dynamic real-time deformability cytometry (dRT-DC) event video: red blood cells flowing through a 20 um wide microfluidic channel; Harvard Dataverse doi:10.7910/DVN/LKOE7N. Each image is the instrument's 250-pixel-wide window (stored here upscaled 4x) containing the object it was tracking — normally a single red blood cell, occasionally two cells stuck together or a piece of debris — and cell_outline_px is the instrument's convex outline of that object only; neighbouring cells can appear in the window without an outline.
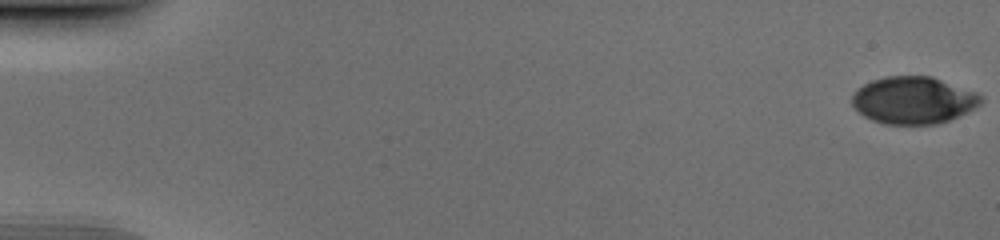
{"species": "human", "species_latin": "Homo sapiens", "temperature_condition": "cold", "stored_images_in_passage": 52, "camera_frame_rate_fps": 3000, "um_per_image_px": 0.085, "donor": {"sex": "male"}, "frame": {"image": 1, "passage_image": 1, "time_ms": 0.0, "image_size_px": [1000, 240], "cell_outline_px": [[984, 100], [980, 104], [968, 112], [948, 120], [936, 124], [884, 124], [872, 120], [864, 116], [852, 104], [852, 96], [856, 88], [872, 80], [884, 76], [932, 76], [976, 92], [984, 96]], "centroid_in_image_um": [77.65, 8.51], "position_along_channel_um": 7.4, "area_um2": 35.55}}
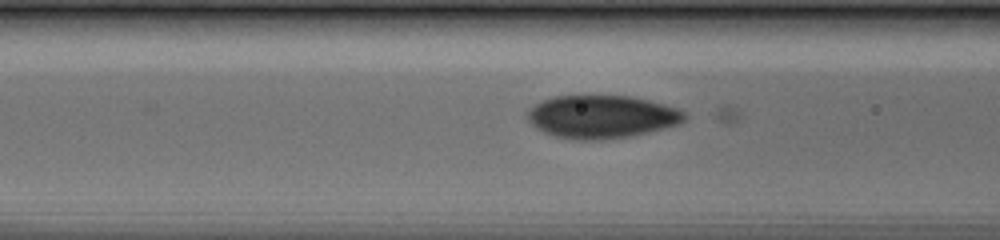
{"frame": {"image": 2, "passage_image": 22, "time_ms": 7.0, "image_size_px": [1000, 240], "cell_outline_px": [[688, 116], [680, 124], [632, 136], [600, 140], [576, 140], [552, 136], [536, 128], [528, 120], [528, 108], [544, 100], [556, 96], [632, 96], [664, 104], [676, 108], [684, 112]], "centroid_in_image_um": [51.15, 9.93], "position_along_channel_um": 115.5, "area_um2": 39.36}}
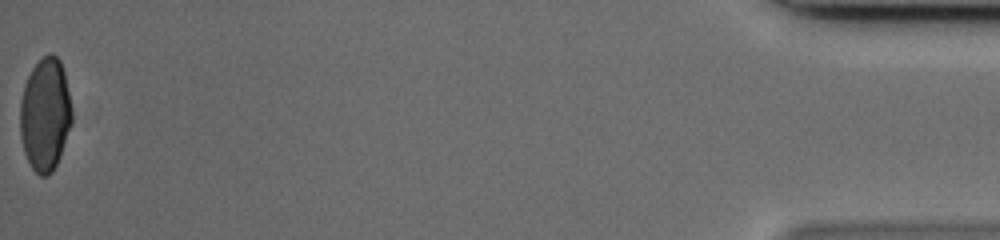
{"frame": {"image": 3, "passage_image": 52, "time_ms": 17.0, "image_size_px": [1000, 240], "cell_outline_px": [[72, 124], [60, 156], [52, 172], [48, 176], [40, 176], [32, 168], [24, 152], [20, 136], [20, 100], [24, 84], [32, 68], [48, 52], [52, 52], [60, 60], [64, 72], [72, 108]], "centroid_in_image_um": [3.84, 9.73], "position_along_channel_um": 431.4, "area_um2": 34.33}}